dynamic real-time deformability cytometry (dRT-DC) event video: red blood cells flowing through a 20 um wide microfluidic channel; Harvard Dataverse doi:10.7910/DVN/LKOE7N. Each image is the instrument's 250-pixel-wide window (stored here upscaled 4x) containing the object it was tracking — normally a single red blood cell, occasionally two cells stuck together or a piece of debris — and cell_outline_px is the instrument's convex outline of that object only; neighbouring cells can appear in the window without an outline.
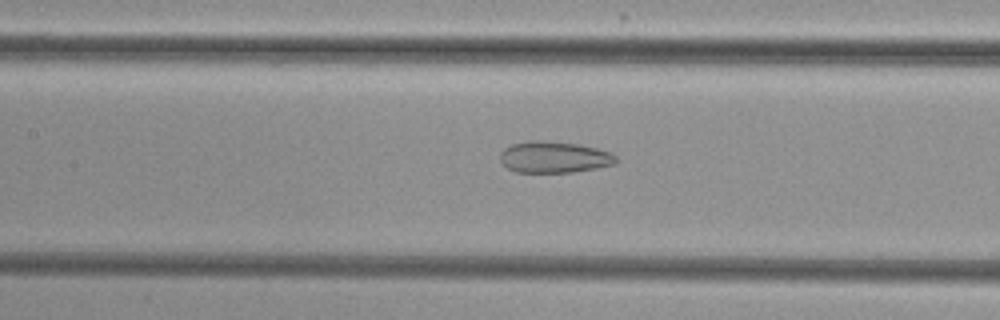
{"species": "common noctule bat (a hibernating species)", "species_latin": "Nyctalus noctula", "temperature_condition": "cold", "stored_images_in_passage": 27, "camera_frame_rate_fps": 3000, "um_per_image_px": 0.085, "animal": {"sex": "female", "body_mass_g": 29.2, "forearm_length_mm": 56.3}, "frame": {"image": 1, "passage_image": 8, "time_ms": 2.333, "image_size_px": [1000, 320], "cell_outline_px": [[616, 164], [596, 168], [572, 172], [516, 172], [508, 168], [500, 160], [500, 152], [504, 148], [512, 144], [528, 140], [540, 140], [580, 144], [596, 148], [608, 152], [616, 156]], "centroid_in_image_um": [47.08, 13.35], "position_along_channel_um": 160.3, "area_um2": 21.21}}
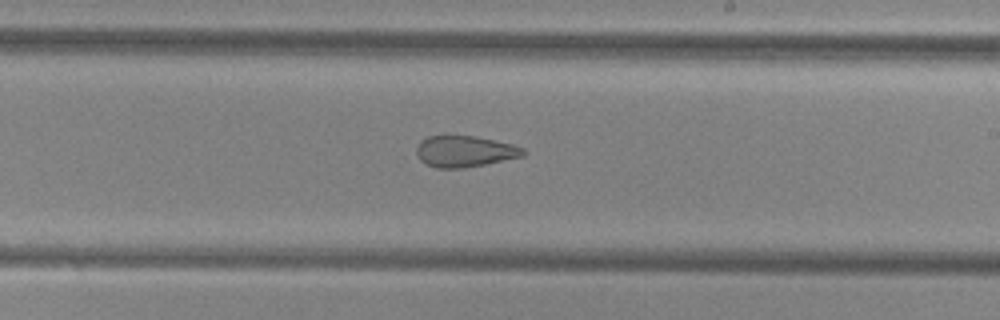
{"frame": {"image": 2, "passage_image": 15, "time_ms": 4.667, "image_size_px": [1000, 320], "cell_outline_px": [[528, 152], [524, 156], [464, 168], [436, 168], [420, 160], [416, 156], [416, 144], [420, 140], [428, 136], [476, 136], [512, 144], [524, 148]], "centroid_in_image_um": [39.49, 12.86], "position_along_channel_um": 249.5, "area_um2": 19.54}}
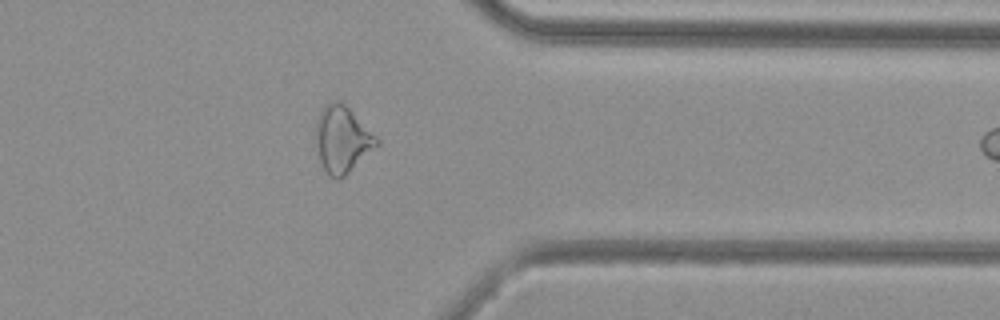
{"frame": {"image": 3, "passage_image": 26, "time_ms": 8.333, "image_size_px": [1000, 320], "cell_outline_px": [[380, 144], [340, 180], [336, 180], [324, 168], [320, 160], [316, 144], [316, 124], [320, 112], [332, 100], [340, 100], [380, 140]], "centroid_in_image_um": [29.1, 11.86], "position_along_channel_um": 382.3, "area_um2": 23.18}}